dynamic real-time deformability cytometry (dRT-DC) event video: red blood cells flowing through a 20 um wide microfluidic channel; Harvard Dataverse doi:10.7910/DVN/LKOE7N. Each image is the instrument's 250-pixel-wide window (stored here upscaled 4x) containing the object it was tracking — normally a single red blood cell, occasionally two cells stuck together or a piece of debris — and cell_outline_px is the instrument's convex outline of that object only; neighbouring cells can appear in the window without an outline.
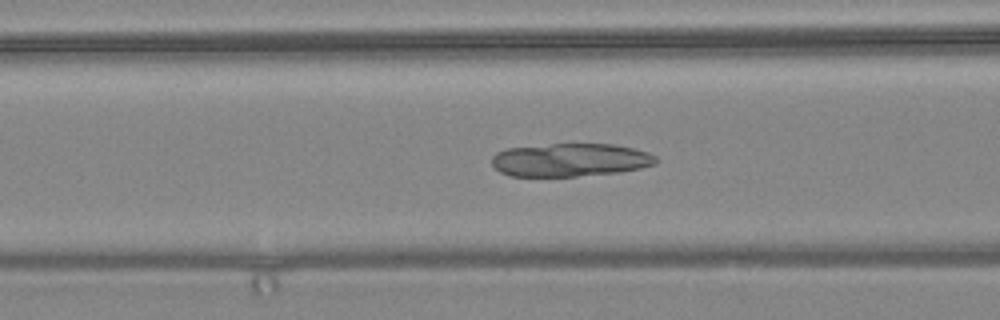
{"species": "common noctule bat (a hibernating species)", "species_latin": "Nyctalus noctula", "temperature_condition": "warm", "stored_images_in_passage": 56, "camera_frame_rate_fps": 3000, "um_per_image_px": 0.085, "animal": {"sex": "female", "body_mass_g": 24.6, "forearm_length_mm": 56.2}, "frame": {"image": 1, "passage_image": 22, "time_ms": 7.0, "image_size_px": [1000, 320], "cell_outline_px": [[656, 164], [640, 168], [620, 172], [576, 176], [508, 176], [500, 172], [492, 164], [492, 156], [496, 152], [508, 148], [552, 144], [616, 144], [648, 152], [656, 156]], "centroid_in_image_um": [48.47, 13.59], "position_along_channel_um": 118.1, "area_um2": 31.73}}
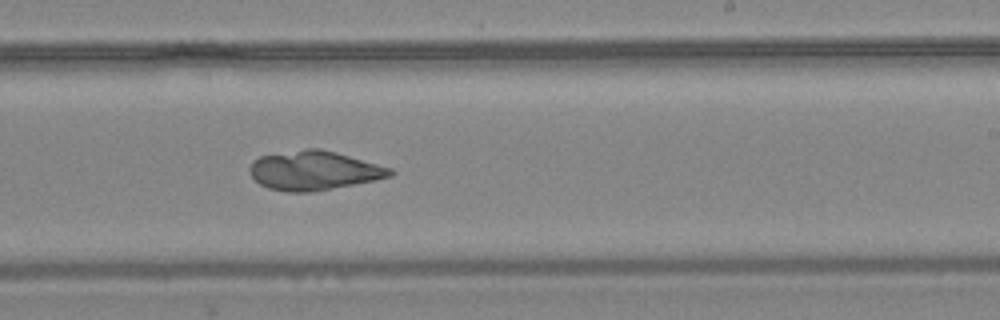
{"frame": {"image": 2, "passage_image": 34, "time_ms": 11.0, "image_size_px": [1000, 320], "cell_outline_px": [[396, 172], [392, 176], [376, 180], [312, 192], [284, 192], [268, 188], [260, 184], [248, 172], [248, 168], [252, 160], [260, 156], [308, 148], [320, 148], [336, 152], [392, 168]], "centroid_in_image_um": [26.68, 14.5], "position_along_channel_um": 262.3, "area_um2": 32.19}}
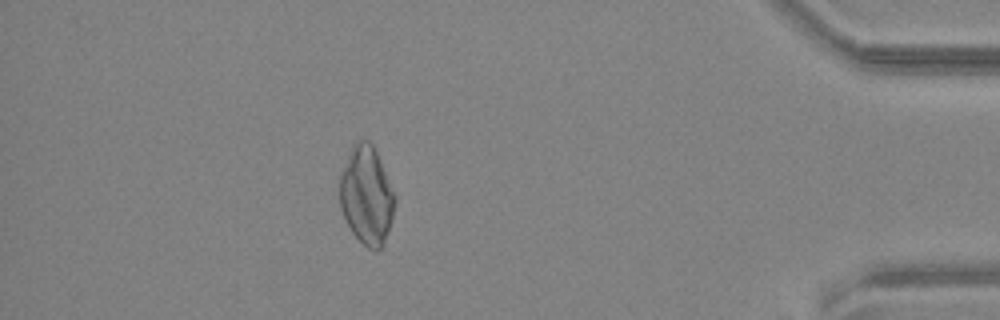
{"frame": {"image": 3, "passage_image": 50, "time_ms": 16.333, "image_size_px": [1000, 320], "cell_outline_px": [[396, 200], [392, 216], [384, 244], [376, 252], [368, 248], [352, 232], [340, 208], [340, 172], [348, 152], [352, 144], [356, 140], [368, 140], [372, 144], [376, 152], [396, 196]], "centroid_in_image_um": [31.14, 16.59], "position_along_channel_um": 404.1, "area_um2": 31.5}}